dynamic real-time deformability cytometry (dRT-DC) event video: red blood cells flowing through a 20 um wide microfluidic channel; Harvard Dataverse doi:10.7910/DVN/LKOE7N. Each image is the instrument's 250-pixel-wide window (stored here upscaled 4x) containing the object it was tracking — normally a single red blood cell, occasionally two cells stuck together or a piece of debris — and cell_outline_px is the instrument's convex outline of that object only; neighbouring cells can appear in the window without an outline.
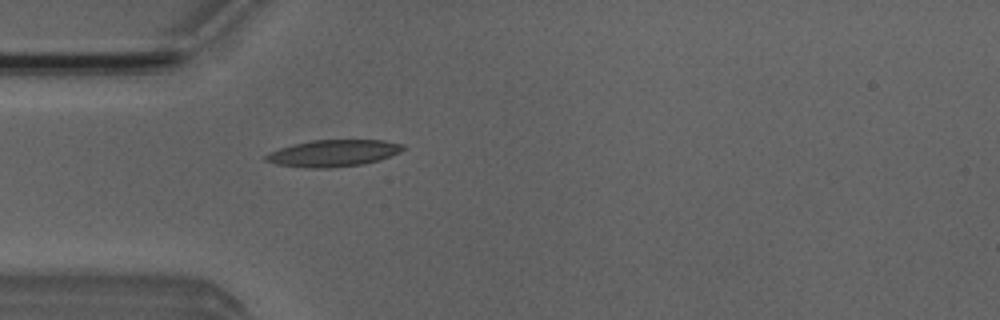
{"species": "Egyptian fruit bat (a non-hibernating species)", "species_latin": "Rousettus aegyptiacus", "temperature_condition": "room temperature", "stored_images_in_passage": 38, "camera_frame_rate_fps": 3000, "um_per_image_px": 0.085, "animal": {"sex": "male"}, "frame": {"image": 1, "passage_image": 2, "time_ms": 0.333, "image_size_px": [1000, 320], "cell_outline_px": [[404, 148], [400, 152], [380, 160], [364, 164], [328, 168], [312, 168], [276, 164], [264, 160], [264, 156], [268, 152], [292, 144], [312, 140], [384, 140], [404, 144]], "centroid_in_image_um": [28.33, 13.02], "position_along_channel_um": 56.7, "area_um2": 21.44}}
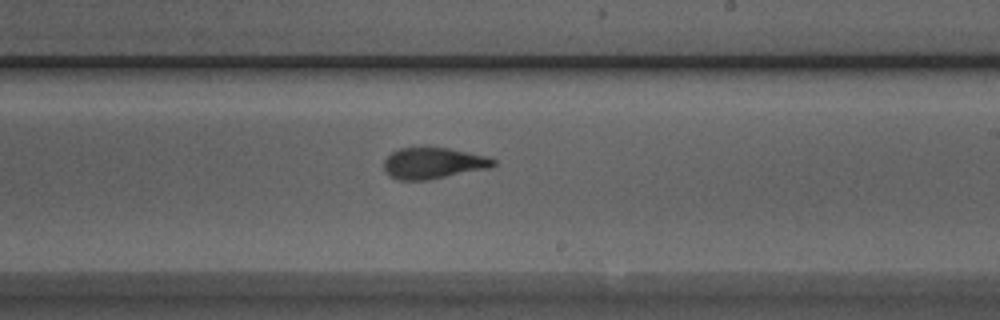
{"frame": {"image": 2, "passage_image": 17, "time_ms": 5.333, "image_size_px": [1000, 320], "cell_outline_px": [[496, 164], [492, 168], [428, 180], [400, 180], [388, 176], [384, 172], [384, 160], [392, 152], [400, 148], [448, 148], [488, 156], [496, 160]], "centroid_in_image_um": [36.85, 13.89], "position_along_channel_um": 252.2, "area_um2": 20.06}}
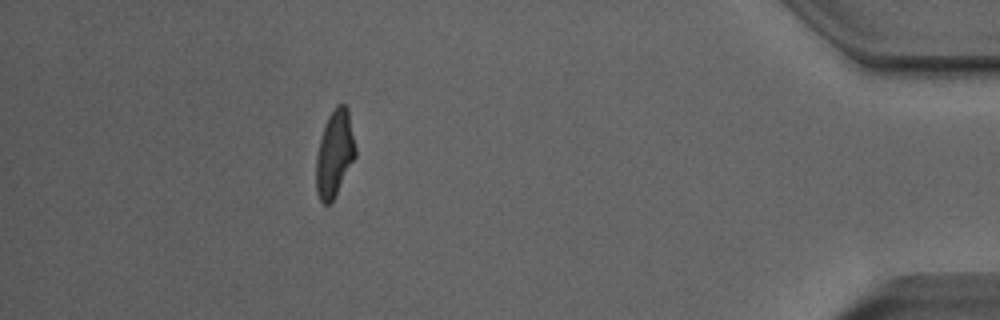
{"frame": {"image": 3, "passage_image": 33, "time_ms": 10.667, "image_size_px": [1000, 320], "cell_outline_px": [[356, 156], [332, 200], [328, 204], [324, 204], [320, 200], [316, 192], [316, 156], [320, 140], [328, 116], [336, 104], [344, 104], [348, 108], [356, 148]], "centroid_in_image_um": [28.44, 13.03], "position_along_channel_um": 406.8, "area_um2": 19.59}, "authors_computed_cell_mechanics": {"area_um2": 19.9699, "velocity_mm_per_s": 3.9761, "shape_relaxation_time_tau1_ms": 4.1211, "shape_relaxation_time_tau2_ms": 1.4905, "deformation_change_tau1": 0.1919, "deformation_change_tau2": 0.0986}}